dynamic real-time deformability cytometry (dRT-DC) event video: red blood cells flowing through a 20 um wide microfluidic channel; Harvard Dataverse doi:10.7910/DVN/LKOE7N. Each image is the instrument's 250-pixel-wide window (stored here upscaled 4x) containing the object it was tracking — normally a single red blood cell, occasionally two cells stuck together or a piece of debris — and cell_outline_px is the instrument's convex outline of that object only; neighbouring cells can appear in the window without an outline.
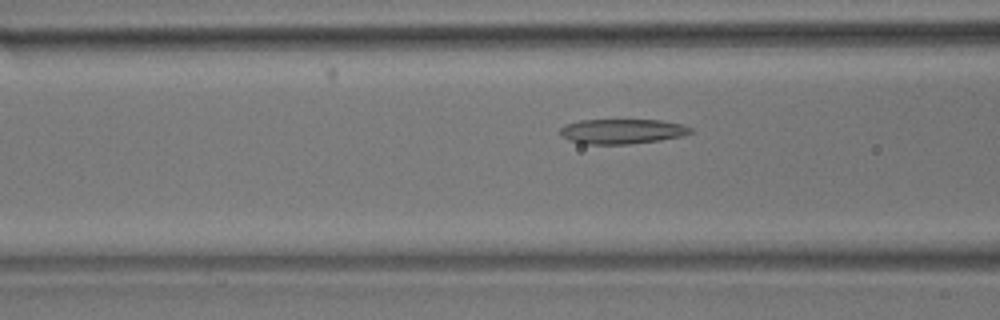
{"species": "common noctule bat (a hibernating species)", "species_latin": "Nyctalus noctula", "temperature_condition": "room temperature", "stored_images_in_passage": 40, "camera_frame_rate_fps": 3000, "um_per_image_px": 0.085, "animal": {"sex": "male", "body_mass_g": 17.9}, "frame": {"image": 1, "passage_image": 10, "time_ms": 3.0, "image_size_px": [1000, 320], "cell_outline_px": [[692, 132], [684, 136], [660, 140], [628, 144], [584, 144], [568, 140], [560, 136], [560, 128], [564, 124], [580, 120], [660, 120], [680, 124], [692, 128]], "centroid_in_image_um": [52.84, 11.17], "position_along_channel_um": 113.8, "area_um2": 19.02}}
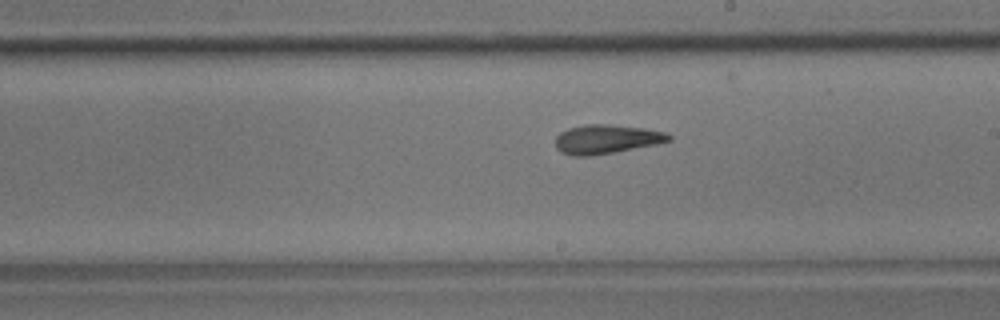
{"frame": {"image": 2, "passage_image": 20, "time_ms": 6.333, "image_size_px": [1000, 320], "cell_outline_px": [[672, 140], [656, 144], [592, 156], [572, 156], [560, 152], [556, 148], [556, 136], [560, 132], [568, 128], [584, 124], [604, 124], [644, 128], [664, 132], [672, 136]], "centroid_in_image_um": [51.51, 11.83], "position_along_channel_um": 237.5, "area_um2": 19.19}}
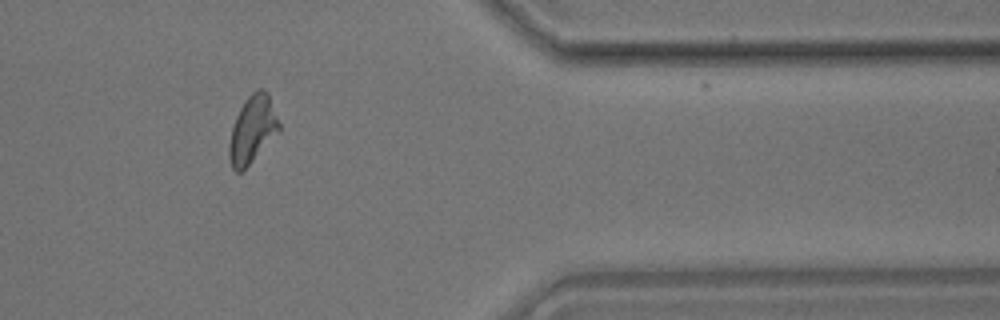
{"frame": {"image": 3, "passage_image": 34, "time_ms": 11.0, "image_size_px": [1000, 320], "cell_outline_px": [[280, 132], [240, 172], [236, 172], [232, 168], [228, 156], [228, 144], [232, 128], [236, 116], [244, 100], [256, 88], [264, 88], [268, 92], [280, 124]], "centroid_in_image_um": [21.46, 10.97], "position_along_channel_um": 389.9, "area_um2": 19.59}, "authors_computed_cell_mechanics": {"area_um2": 19.074, "velocity_mm_per_s": 3.7099, "shape_relaxation_time_tau1_ms": null, "shape_relaxation_time_tau2_ms": 5.0672, "deformation_change_tau1": null, "deformation_change_tau2": 0.1363}}